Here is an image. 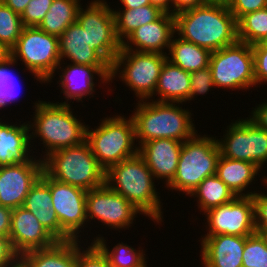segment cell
Segmentation results:
<instances>
[{
	"label": "cell",
	"mask_w": 267,
	"mask_h": 267,
	"mask_svg": "<svg viewBox=\"0 0 267 267\" xmlns=\"http://www.w3.org/2000/svg\"><path fill=\"white\" fill-rule=\"evenodd\" d=\"M40 99L33 102L34 112L28 121L31 147L37 151L35 143L39 142L38 146H42V154H37L39 159L43 160L54 151L79 145L86 140L87 125L80 116L77 118L72 104H58Z\"/></svg>",
	"instance_id": "6da1fadb"
},
{
	"label": "cell",
	"mask_w": 267,
	"mask_h": 267,
	"mask_svg": "<svg viewBox=\"0 0 267 267\" xmlns=\"http://www.w3.org/2000/svg\"><path fill=\"white\" fill-rule=\"evenodd\" d=\"M175 33L211 52L238 41L237 20L228 6L221 4L205 3L176 14Z\"/></svg>",
	"instance_id": "7a4b0ae2"
},
{
	"label": "cell",
	"mask_w": 267,
	"mask_h": 267,
	"mask_svg": "<svg viewBox=\"0 0 267 267\" xmlns=\"http://www.w3.org/2000/svg\"><path fill=\"white\" fill-rule=\"evenodd\" d=\"M137 102L130 116L134 122L138 148L149 140L159 138L184 142L198 133L192 118L194 113L188 107L185 109L186 103L154 100Z\"/></svg>",
	"instance_id": "3957f363"
},
{
	"label": "cell",
	"mask_w": 267,
	"mask_h": 267,
	"mask_svg": "<svg viewBox=\"0 0 267 267\" xmlns=\"http://www.w3.org/2000/svg\"><path fill=\"white\" fill-rule=\"evenodd\" d=\"M155 180L139 154L111 166L105 173V183L112 190L121 194L149 220L162 225L164 206Z\"/></svg>",
	"instance_id": "277c9868"
},
{
	"label": "cell",
	"mask_w": 267,
	"mask_h": 267,
	"mask_svg": "<svg viewBox=\"0 0 267 267\" xmlns=\"http://www.w3.org/2000/svg\"><path fill=\"white\" fill-rule=\"evenodd\" d=\"M87 124L86 141L99 165L107 171L111 166L138 154L132 117L118 114L100 119L98 126Z\"/></svg>",
	"instance_id": "5b68a950"
},
{
	"label": "cell",
	"mask_w": 267,
	"mask_h": 267,
	"mask_svg": "<svg viewBox=\"0 0 267 267\" xmlns=\"http://www.w3.org/2000/svg\"><path fill=\"white\" fill-rule=\"evenodd\" d=\"M43 171L58 182L89 191L105 184L106 171L92 154L85 140L79 145L62 148L43 159Z\"/></svg>",
	"instance_id": "8992f818"
},
{
	"label": "cell",
	"mask_w": 267,
	"mask_h": 267,
	"mask_svg": "<svg viewBox=\"0 0 267 267\" xmlns=\"http://www.w3.org/2000/svg\"><path fill=\"white\" fill-rule=\"evenodd\" d=\"M201 133L182 142L175 176L166 187L169 191H178L179 196L181 193L189 196L203 179L216 174L220 157L217 136Z\"/></svg>",
	"instance_id": "52a82bcc"
},
{
	"label": "cell",
	"mask_w": 267,
	"mask_h": 267,
	"mask_svg": "<svg viewBox=\"0 0 267 267\" xmlns=\"http://www.w3.org/2000/svg\"><path fill=\"white\" fill-rule=\"evenodd\" d=\"M166 60V54L121 50L111 65L110 88L105 92L115 91L111 84L119 79L133 91L136 101L149 100L155 93Z\"/></svg>",
	"instance_id": "ba28073f"
},
{
	"label": "cell",
	"mask_w": 267,
	"mask_h": 267,
	"mask_svg": "<svg viewBox=\"0 0 267 267\" xmlns=\"http://www.w3.org/2000/svg\"><path fill=\"white\" fill-rule=\"evenodd\" d=\"M11 56L22 61L23 70L31 73L34 80L46 84L55 74L60 64L59 39L38 27H23Z\"/></svg>",
	"instance_id": "9c48e42d"
},
{
	"label": "cell",
	"mask_w": 267,
	"mask_h": 267,
	"mask_svg": "<svg viewBox=\"0 0 267 267\" xmlns=\"http://www.w3.org/2000/svg\"><path fill=\"white\" fill-rule=\"evenodd\" d=\"M209 67L215 89L224 91H250L256 87L254 55L250 44L237 41L220 50L213 51ZM226 89V90H225Z\"/></svg>",
	"instance_id": "30bf717a"
},
{
	"label": "cell",
	"mask_w": 267,
	"mask_h": 267,
	"mask_svg": "<svg viewBox=\"0 0 267 267\" xmlns=\"http://www.w3.org/2000/svg\"><path fill=\"white\" fill-rule=\"evenodd\" d=\"M217 143L220 155L256 164L262 171L267 165V131L248 117L231 120ZM265 163V164H264Z\"/></svg>",
	"instance_id": "8fae6325"
},
{
	"label": "cell",
	"mask_w": 267,
	"mask_h": 267,
	"mask_svg": "<svg viewBox=\"0 0 267 267\" xmlns=\"http://www.w3.org/2000/svg\"><path fill=\"white\" fill-rule=\"evenodd\" d=\"M89 2L79 7L76 22L87 32L89 47L111 66L122 48L116 35L113 10L106 0Z\"/></svg>",
	"instance_id": "7c38bea8"
},
{
	"label": "cell",
	"mask_w": 267,
	"mask_h": 267,
	"mask_svg": "<svg viewBox=\"0 0 267 267\" xmlns=\"http://www.w3.org/2000/svg\"><path fill=\"white\" fill-rule=\"evenodd\" d=\"M86 214L88 224L101 222L107 229L129 230L136 218L142 213L121 194L112 190L106 183L98 188L87 191ZM141 214V215H140ZM93 220V221H92ZM92 221V223H91Z\"/></svg>",
	"instance_id": "4fadbf2b"
},
{
	"label": "cell",
	"mask_w": 267,
	"mask_h": 267,
	"mask_svg": "<svg viewBox=\"0 0 267 267\" xmlns=\"http://www.w3.org/2000/svg\"><path fill=\"white\" fill-rule=\"evenodd\" d=\"M57 73L59 74V78L55 79V81L58 79L56 84L59 85L57 88H61L60 93L64 95L63 99H65L64 102H56L58 104L71 105L72 103L73 105L74 101L76 103H84L83 100H86L87 97L90 99L92 97L93 99V97H96L94 96L96 90H98L95 88L97 81L99 88L100 83L101 87L105 86L106 89H109V86L107 87L106 85H109L111 67H92L89 65L60 62L54 76L45 85L54 82L52 80L57 76Z\"/></svg>",
	"instance_id": "5bb4252c"
},
{
	"label": "cell",
	"mask_w": 267,
	"mask_h": 267,
	"mask_svg": "<svg viewBox=\"0 0 267 267\" xmlns=\"http://www.w3.org/2000/svg\"><path fill=\"white\" fill-rule=\"evenodd\" d=\"M202 215L206 218L204 235L249 236L256 232L252 196H237L233 201L213 207Z\"/></svg>",
	"instance_id": "9a60e30c"
},
{
	"label": "cell",
	"mask_w": 267,
	"mask_h": 267,
	"mask_svg": "<svg viewBox=\"0 0 267 267\" xmlns=\"http://www.w3.org/2000/svg\"><path fill=\"white\" fill-rule=\"evenodd\" d=\"M50 193L60 227L73 240L81 241L82 237L85 236L83 232L88 228L86 214L87 191L50 178Z\"/></svg>",
	"instance_id": "2e32d148"
},
{
	"label": "cell",
	"mask_w": 267,
	"mask_h": 267,
	"mask_svg": "<svg viewBox=\"0 0 267 267\" xmlns=\"http://www.w3.org/2000/svg\"><path fill=\"white\" fill-rule=\"evenodd\" d=\"M42 172L43 160L36 155L26 162L0 167V205L12 210L22 207Z\"/></svg>",
	"instance_id": "e0dca14e"
},
{
	"label": "cell",
	"mask_w": 267,
	"mask_h": 267,
	"mask_svg": "<svg viewBox=\"0 0 267 267\" xmlns=\"http://www.w3.org/2000/svg\"><path fill=\"white\" fill-rule=\"evenodd\" d=\"M9 241L19 257L27 251L50 248L58 242L23 206L12 210Z\"/></svg>",
	"instance_id": "ac0fdd59"
},
{
	"label": "cell",
	"mask_w": 267,
	"mask_h": 267,
	"mask_svg": "<svg viewBox=\"0 0 267 267\" xmlns=\"http://www.w3.org/2000/svg\"><path fill=\"white\" fill-rule=\"evenodd\" d=\"M175 16L164 13L159 19L138 27L123 42L121 50L166 54L175 35Z\"/></svg>",
	"instance_id": "d6986e66"
},
{
	"label": "cell",
	"mask_w": 267,
	"mask_h": 267,
	"mask_svg": "<svg viewBox=\"0 0 267 267\" xmlns=\"http://www.w3.org/2000/svg\"><path fill=\"white\" fill-rule=\"evenodd\" d=\"M181 149V141L159 138L143 143L138 148V154L146 162L156 182H164L167 187L175 176Z\"/></svg>",
	"instance_id": "ffe728a7"
},
{
	"label": "cell",
	"mask_w": 267,
	"mask_h": 267,
	"mask_svg": "<svg viewBox=\"0 0 267 267\" xmlns=\"http://www.w3.org/2000/svg\"><path fill=\"white\" fill-rule=\"evenodd\" d=\"M201 267H242L245 236L201 235Z\"/></svg>",
	"instance_id": "44dd1931"
},
{
	"label": "cell",
	"mask_w": 267,
	"mask_h": 267,
	"mask_svg": "<svg viewBox=\"0 0 267 267\" xmlns=\"http://www.w3.org/2000/svg\"><path fill=\"white\" fill-rule=\"evenodd\" d=\"M4 116L0 118V167L26 162L38 153L31 147L28 120L16 118L19 122L14 123L12 119L4 120Z\"/></svg>",
	"instance_id": "7402d4cb"
},
{
	"label": "cell",
	"mask_w": 267,
	"mask_h": 267,
	"mask_svg": "<svg viewBox=\"0 0 267 267\" xmlns=\"http://www.w3.org/2000/svg\"><path fill=\"white\" fill-rule=\"evenodd\" d=\"M23 207L34 214L38 221L57 241L73 240L60 227L59 220L53 208L50 193V177L44 171L28 192Z\"/></svg>",
	"instance_id": "603a6c76"
},
{
	"label": "cell",
	"mask_w": 267,
	"mask_h": 267,
	"mask_svg": "<svg viewBox=\"0 0 267 267\" xmlns=\"http://www.w3.org/2000/svg\"><path fill=\"white\" fill-rule=\"evenodd\" d=\"M58 39L61 62L69 61L72 64L92 67H111L89 47L87 32L77 22L71 24Z\"/></svg>",
	"instance_id": "cb8c5ba5"
},
{
	"label": "cell",
	"mask_w": 267,
	"mask_h": 267,
	"mask_svg": "<svg viewBox=\"0 0 267 267\" xmlns=\"http://www.w3.org/2000/svg\"><path fill=\"white\" fill-rule=\"evenodd\" d=\"M260 172L262 171L256 164L233 160L221 155L217 162L216 175L236 196H253L258 191L257 189H261L256 186L254 188L252 187L258 181L256 177L258 176L259 178L262 176L259 174Z\"/></svg>",
	"instance_id": "d4e9b609"
},
{
	"label": "cell",
	"mask_w": 267,
	"mask_h": 267,
	"mask_svg": "<svg viewBox=\"0 0 267 267\" xmlns=\"http://www.w3.org/2000/svg\"><path fill=\"white\" fill-rule=\"evenodd\" d=\"M155 96H157L156 99ZM189 98L190 72L166 60L162 66L155 93L149 100L187 104Z\"/></svg>",
	"instance_id": "484cf974"
},
{
	"label": "cell",
	"mask_w": 267,
	"mask_h": 267,
	"mask_svg": "<svg viewBox=\"0 0 267 267\" xmlns=\"http://www.w3.org/2000/svg\"><path fill=\"white\" fill-rule=\"evenodd\" d=\"M77 240L58 241L46 249H35L19 257L22 267H76Z\"/></svg>",
	"instance_id": "4316f807"
},
{
	"label": "cell",
	"mask_w": 267,
	"mask_h": 267,
	"mask_svg": "<svg viewBox=\"0 0 267 267\" xmlns=\"http://www.w3.org/2000/svg\"><path fill=\"white\" fill-rule=\"evenodd\" d=\"M211 53L210 50L182 40L175 34L167 53V60L184 71L193 72L209 66Z\"/></svg>",
	"instance_id": "83f0119b"
},
{
	"label": "cell",
	"mask_w": 267,
	"mask_h": 267,
	"mask_svg": "<svg viewBox=\"0 0 267 267\" xmlns=\"http://www.w3.org/2000/svg\"><path fill=\"white\" fill-rule=\"evenodd\" d=\"M112 10L115 17L116 35L121 43L138 27L156 21L165 13L151 4L132 9L118 7Z\"/></svg>",
	"instance_id": "f1b7e54d"
},
{
	"label": "cell",
	"mask_w": 267,
	"mask_h": 267,
	"mask_svg": "<svg viewBox=\"0 0 267 267\" xmlns=\"http://www.w3.org/2000/svg\"><path fill=\"white\" fill-rule=\"evenodd\" d=\"M189 197L197 201L198 210L203 214L207 210L233 201L237 196L233 191L215 174L206 177L190 193ZM196 198V199H195Z\"/></svg>",
	"instance_id": "f546056e"
},
{
	"label": "cell",
	"mask_w": 267,
	"mask_h": 267,
	"mask_svg": "<svg viewBox=\"0 0 267 267\" xmlns=\"http://www.w3.org/2000/svg\"><path fill=\"white\" fill-rule=\"evenodd\" d=\"M81 5V0H53L38 28L59 37L71 24L76 22Z\"/></svg>",
	"instance_id": "4dcf8cb0"
},
{
	"label": "cell",
	"mask_w": 267,
	"mask_h": 267,
	"mask_svg": "<svg viewBox=\"0 0 267 267\" xmlns=\"http://www.w3.org/2000/svg\"><path fill=\"white\" fill-rule=\"evenodd\" d=\"M89 240V242L95 243L106 255L111 267H148L146 250L142 247L137 249L127 244V242L121 241L120 243L119 241L116 245L114 244L113 248L111 246L110 249L106 237L104 238L100 233L94 236L92 240Z\"/></svg>",
	"instance_id": "1f68e13d"
},
{
	"label": "cell",
	"mask_w": 267,
	"mask_h": 267,
	"mask_svg": "<svg viewBox=\"0 0 267 267\" xmlns=\"http://www.w3.org/2000/svg\"><path fill=\"white\" fill-rule=\"evenodd\" d=\"M238 41L253 45L267 36V7L245 14L238 22Z\"/></svg>",
	"instance_id": "d6a6232c"
},
{
	"label": "cell",
	"mask_w": 267,
	"mask_h": 267,
	"mask_svg": "<svg viewBox=\"0 0 267 267\" xmlns=\"http://www.w3.org/2000/svg\"><path fill=\"white\" fill-rule=\"evenodd\" d=\"M17 61L9 56L4 62L0 63V110H6L11 104L17 102L18 94H20V85L17 74L13 73L12 68L17 66ZM17 75V76H16ZM16 77V78H15ZM20 88V89H19ZM19 90V92H18ZM18 95V96H17Z\"/></svg>",
	"instance_id": "836d02e7"
},
{
	"label": "cell",
	"mask_w": 267,
	"mask_h": 267,
	"mask_svg": "<svg viewBox=\"0 0 267 267\" xmlns=\"http://www.w3.org/2000/svg\"><path fill=\"white\" fill-rule=\"evenodd\" d=\"M23 27L21 15L0 0V43L11 50L16 45Z\"/></svg>",
	"instance_id": "e575fe53"
},
{
	"label": "cell",
	"mask_w": 267,
	"mask_h": 267,
	"mask_svg": "<svg viewBox=\"0 0 267 267\" xmlns=\"http://www.w3.org/2000/svg\"><path fill=\"white\" fill-rule=\"evenodd\" d=\"M242 267H267V235L255 232L245 236Z\"/></svg>",
	"instance_id": "d590c367"
},
{
	"label": "cell",
	"mask_w": 267,
	"mask_h": 267,
	"mask_svg": "<svg viewBox=\"0 0 267 267\" xmlns=\"http://www.w3.org/2000/svg\"><path fill=\"white\" fill-rule=\"evenodd\" d=\"M86 240V241H85ZM84 241L86 243H84ZM84 244L83 247L82 243ZM86 244V245H85ZM89 244V245H87ZM87 246V247H86ZM76 267H111L108 258L95 243L77 240Z\"/></svg>",
	"instance_id": "8d00e7d4"
},
{
	"label": "cell",
	"mask_w": 267,
	"mask_h": 267,
	"mask_svg": "<svg viewBox=\"0 0 267 267\" xmlns=\"http://www.w3.org/2000/svg\"><path fill=\"white\" fill-rule=\"evenodd\" d=\"M215 88L210 67L190 72V103L197 96L203 97ZM190 101V102H189Z\"/></svg>",
	"instance_id": "74e56055"
},
{
	"label": "cell",
	"mask_w": 267,
	"mask_h": 267,
	"mask_svg": "<svg viewBox=\"0 0 267 267\" xmlns=\"http://www.w3.org/2000/svg\"><path fill=\"white\" fill-rule=\"evenodd\" d=\"M53 0H30L21 15L24 27H38L46 13L48 12Z\"/></svg>",
	"instance_id": "f35d334b"
},
{
	"label": "cell",
	"mask_w": 267,
	"mask_h": 267,
	"mask_svg": "<svg viewBox=\"0 0 267 267\" xmlns=\"http://www.w3.org/2000/svg\"><path fill=\"white\" fill-rule=\"evenodd\" d=\"M251 48L254 55L255 90H257L258 87L260 88L267 84V48L260 42L251 45Z\"/></svg>",
	"instance_id": "ab89813d"
},
{
	"label": "cell",
	"mask_w": 267,
	"mask_h": 267,
	"mask_svg": "<svg viewBox=\"0 0 267 267\" xmlns=\"http://www.w3.org/2000/svg\"><path fill=\"white\" fill-rule=\"evenodd\" d=\"M254 226L257 233L267 235V194L258 190L253 196Z\"/></svg>",
	"instance_id": "60d3db41"
},
{
	"label": "cell",
	"mask_w": 267,
	"mask_h": 267,
	"mask_svg": "<svg viewBox=\"0 0 267 267\" xmlns=\"http://www.w3.org/2000/svg\"><path fill=\"white\" fill-rule=\"evenodd\" d=\"M267 7V0H231L228 4L230 12L237 22L248 13Z\"/></svg>",
	"instance_id": "b9f144b4"
},
{
	"label": "cell",
	"mask_w": 267,
	"mask_h": 267,
	"mask_svg": "<svg viewBox=\"0 0 267 267\" xmlns=\"http://www.w3.org/2000/svg\"><path fill=\"white\" fill-rule=\"evenodd\" d=\"M19 256L13 251L9 238L0 236V267H15Z\"/></svg>",
	"instance_id": "7bdbcfd3"
},
{
	"label": "cell",
	"mask_w": 267,
	"mask_h": 267,
	"mask_svg": "<svg viewBox=\"0 0 267 267\" xmlns=\"http://www.w3.org/2000/svg\"><path fill=\"white\" fill-rule=\"evenodd\" d=\"M265 100V101H264ZM264 102L255 104V108L248 115V118L254 122L259 128L267 131V99H263Z\"/></svg>",
	"instance_id": "ee69618b"
},
{
	"label": "cell",
	"mask_w": 267,
	"mask_h": 267,
	"mask_svg": "<svg viewBox=\"0 0 267 267\" xmlns=\"http://www.w3.org/2000/svg\"><path fill=\"white\" fill-rule=\"evenodd\" d=\"M205 4V0H172V15L180 12L194 9L195 7Z\"/></svg>",
	"instance_id": "f6af8a7d"
},
{
	"label": "cell",
	"mask_w": 267,
	"mask_h": 267,
	"mask_svg": "<svg viewBox=\"0 0 267 267\" xmlns=\"http://www.w3.org/2000/svg\"><path fill=\"white\" fill-rule=\"evenodd\" d=\"M12 209L0 205V236L9 238Z\"/></svg>",
	"instance_id": "bcb514c9"
},
{
	"label": "cell",
	"mask_w": 267,
	"mask_h": 267,
	"mask_svg": "<svg viewBox=\"0 0 267 267\" xmlns=\"http://www.w3.org/2000/svg\"><path fill=\"white\" fill-rule=\"evenodd\" d=\"M5 5L11 8L15 13L22 15L30 0H1Z\"/></svg>",
	"instance_id": "7dc6e473"
},
{
	"label": "cell",
	"mask_w": 267,
	"mask_h": 267,
	"mask_svg": "<svg viewBox=\"0 0 267 267\" xmlns=\"http://www.w3.org/2000/svg\"><path fill=\"white\" fill-rule=\"evenodd\" d=\"M121 2V8L132 9L136 7H142L148 4H151L149 0H118L117 2Z\"/></svg>",
	"instance_id": "c3c4849f"
},
{
	"label": "cell",
	"mask_w": 267,
	"mask_h": 267,
	"mask_svg": "<svg viewBox=\"0 0 267 267\" xmlns=\"http://www.w3.org/2000/svg\"><path fill=\"white\" fill-rule=\"evenodd\" d=\"M151 5L157 6L165 13L172 14V0H149Z\"/></svg>",
	"instance_id": "681fc988"
},
{
	"label": "cell",
	"mask_w": 267,
	"mask_h": 267,
	"mask_svg": "<svg viewBox=\"0 0 267 267\" xmlns=\"http://www.w3.org/2000/svg\"><path fill=\"white\" fill-rule=\"evenodd\" d=\"M9 56H11V50L0 43V63L4 62Z\"/></svg>",
	"instance_id": "f907efd6"
},
{
	"label": "cell",
	"mask_w": 267,
	"mask_h": 267,
	"mask_svg": "<svg viewBox=\"0 0 267 267\" xmlns=\"http://www.w3.org/2000/svg\"><path fill=\"white\" fill-rule=\"evenodd\" d=\"M231 0H205V3L227 5Z\"/></svg>",
	"instance_id": "816d5d0a"
},
{
	"label": "cell",
	"mask_w": 267,
	"mask_h": 267,
	"mask_svg": "<svg viewBox=\"0 0 267 267\" xmlns=\"http://www.w3.org/2000/svg\"><path fill=\"white\" fill-rule=\"evenodd\" d=\"M262 174V177L263 178H261L262 179V183L264 184V186H267V176H265V175H263V174H265V172L264 173H261ZM265 188H267V187H265ZM264 191H266L265 193H267V189L266 190H264Z\"/></svg>",
	"instance_id": "f5cc1de1"
},
{
	"label": "cell",
	"mask_w": 267,
	"mask_h": 267,
	"mask_svg": "<svg viewBox=\"0 0 267 267\" xmlns=\"http://www.w3.org/2000/svg\"><path fill=\"white\" fill-rule=\"evenodd\" d=\"M260 43L265 47L267 48V36L265 38H263Z\"/></svg>",
	"instance_id": "db71d44e"
},
{
	"label": "cell",
	"mask_w": 267,
	"mask_h": 267,
	"mask_svg": "<svg viewBox=\"0 0 267 267\" xmlns=\"http://www.w3.org/2000/svg\"><path fill=\"white\" fill-rule=\"evenodd\" d=\"M15 267H22L19 263Z\"/></svg>",
	"instance_id": "11a10c76"
}]
</instances>
